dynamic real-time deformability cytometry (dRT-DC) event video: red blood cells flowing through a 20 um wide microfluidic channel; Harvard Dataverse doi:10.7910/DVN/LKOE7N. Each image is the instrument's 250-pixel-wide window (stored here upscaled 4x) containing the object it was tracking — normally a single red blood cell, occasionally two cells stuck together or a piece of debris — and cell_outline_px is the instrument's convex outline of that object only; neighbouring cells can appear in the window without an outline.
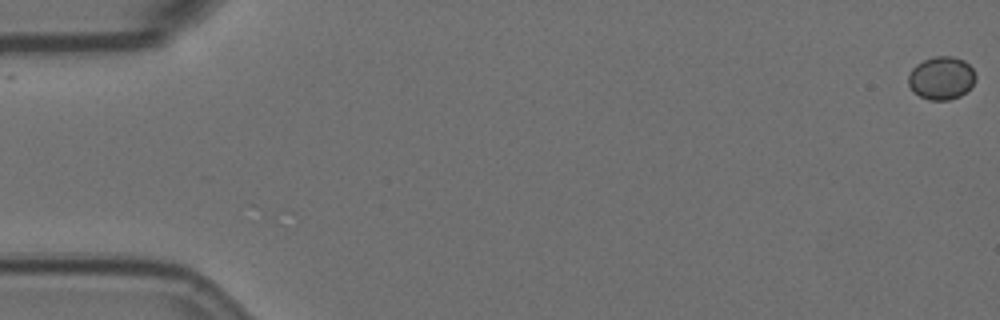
{"species": "Egyptian fruit bat (a non-hibernating species)", "species_latin": "Rousettus aegyptiacus", "temperature_condition": "room temperature", "stored_images_in_passage": 59, "camera_frame_rate_fps": 3000, "um_per_image_px": 0.085, "animal": {"sex": "female"}, "frame": {"image": 1, "passage_image": 1, "time_ms": 0.0, "image_size_px": [1000, 320], "cell_outline_px": [[976, 80], [960, 96], [948, 100], [928, 100], [912, 92], [908, 84], [908, 76], [912, 68], [916, 64], [924, 60], [936, 56], [952, 56], [964, 60], [972, 68], [976, 76]], "centroid_in_image_um": [79.99, 6.63], "position_along_channel_um": 5.0, "area_um2": 16.88}}
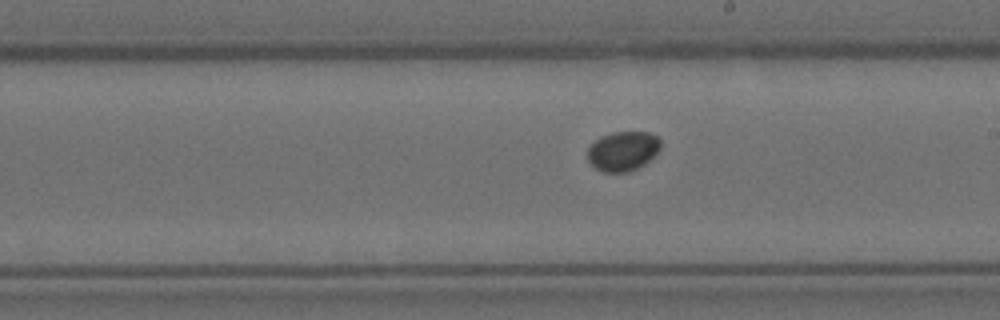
{"frame": {"image": 2, "passage_image": 34, "time_ms": 11.0, "image_size_px": [1000, 320], "cell_outline_px": [[660, 148], [644, 164], [628, 172], [604, 172], [596, 168], [588, 160], [588, 144], [600, 136], [612, 132], [648, 132], [656, 136], [660, 140]], "centroid_in_image_um": [52.9, 12.82], "position_along_channel_um": 236.1, "area_um2": 16.76}}
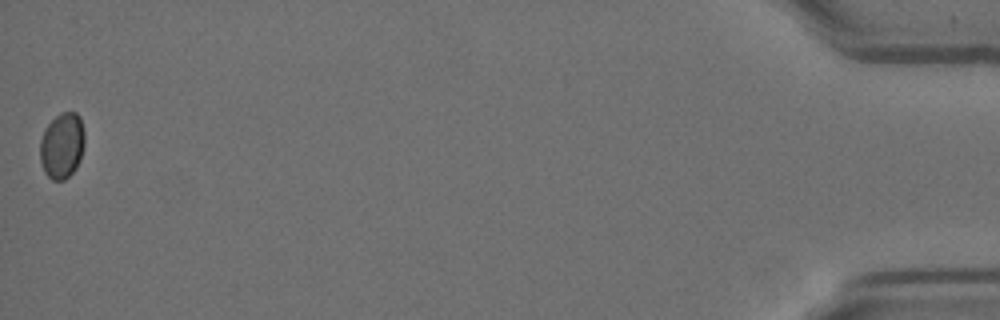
{"frame": {"image": 3, "passage_image": 59, "time_ms": 19.333, "image_size_px": [1000, 320], "cell_outline_px": [[84, 144], [80, 160], [76, 168], [64, 180], [52, 180], [44, 172], [40, 160], [40, 140], [44, 128], [60, 112], [76, 112], [80, 116], [84, 128]], "centroid_in_image_um": [5.27, 12.36], "position_along_channel_um": 429.9, "area_um2": 17.28}}